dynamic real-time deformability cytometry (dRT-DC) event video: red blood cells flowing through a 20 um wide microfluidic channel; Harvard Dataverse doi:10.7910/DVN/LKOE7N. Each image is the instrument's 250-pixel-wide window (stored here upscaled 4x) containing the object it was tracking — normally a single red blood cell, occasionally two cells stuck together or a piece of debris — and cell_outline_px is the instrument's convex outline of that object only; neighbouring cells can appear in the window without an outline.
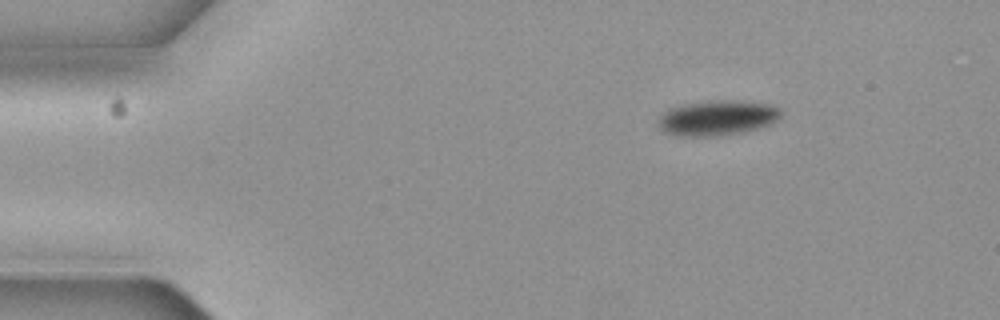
{"species": "common noctule bat (a hibernating species)", "species_latin": "Nyctalus noctula", "temperature_condition": "cold", "stored_images_in_passage": 3, "camera_frame_rate_fps": 3000, "um_per_image_px": 0.085, "animal": {"sex": "female", "body_mass_g": 19.3, "forearm_length_mm": 54.1}, "frame": {"image": 1, "passage_image": 1, "time_ms": 0.0, "image_size_px": [1000, 320], "cell_outline_px": [[780, 116], [772, 124], [740, 132], [716, 136], [676, 136], [660, 128], [660, 116], [668, 108], [680, 104], [716, 100], [732, 100], [768, 104], [780, 108]], "centroid_in_image_um": [60.95, 10.01], "position_along_channel_um": 24.0, "area_um2": 24.85}}
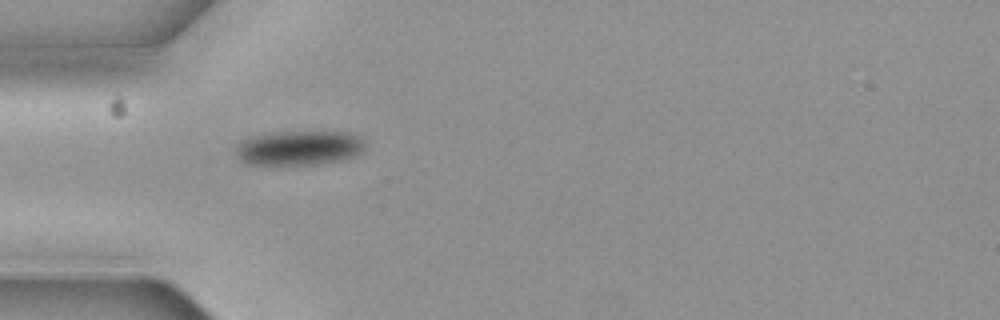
{"frame": {"image": 2, "passage_image": 3, "time_ms": 0.667, "image_size_px": [1000, 320], "cell_outline_px": [[364, 148], [360, 152], [352, 156], [340, 160], [320, 164], [248, 164], [236, 156], [236, 148], [248, 136], [272, 132], [304, 128], [348, 132], [360, 136], [364, 140]], "centroid_in_image_um": [25.45, 12.5], "position_along_channel_um": 59.5, "area_um2": 26.99}}